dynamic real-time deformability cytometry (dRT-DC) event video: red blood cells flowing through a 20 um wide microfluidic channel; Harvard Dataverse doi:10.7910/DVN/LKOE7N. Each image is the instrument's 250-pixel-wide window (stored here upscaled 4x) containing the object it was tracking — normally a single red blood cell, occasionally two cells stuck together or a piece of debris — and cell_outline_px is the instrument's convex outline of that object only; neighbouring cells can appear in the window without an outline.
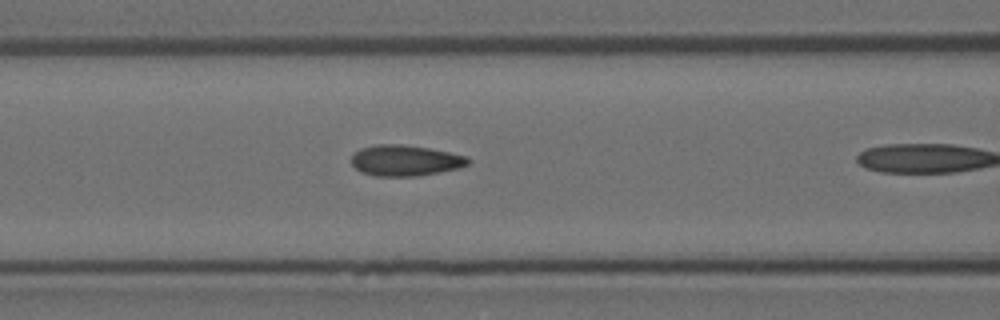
{"species": "Egyptian fruit bat (a non-hibernating species)", "species_latin": "Rousettus aegyptiacus", "temperature_condition": "room temperature", "stored_images_in_passage": 10, "camera_frame_rate_fps": 3000, "um_per_image_px": 0.085, "animal": {"sex": "female"}, "frame": {"image": 1, "passage_image": 9, "time_ms": 2.667, "image_size_px": [1000, 320], "cell_outline_px": [[472, 160], [468, 164], [460, 168], [440, 172], [416, 176], [376, 176], [360, 172], [352, 164], [352, 156], [360, 148], [376, 144], [400, 144], [428, 148], [468, 156]], "centroid_in_image_um": [34.46, 13.64], "position_along_channel_um": 132.1, "area_um2": 21.04}}